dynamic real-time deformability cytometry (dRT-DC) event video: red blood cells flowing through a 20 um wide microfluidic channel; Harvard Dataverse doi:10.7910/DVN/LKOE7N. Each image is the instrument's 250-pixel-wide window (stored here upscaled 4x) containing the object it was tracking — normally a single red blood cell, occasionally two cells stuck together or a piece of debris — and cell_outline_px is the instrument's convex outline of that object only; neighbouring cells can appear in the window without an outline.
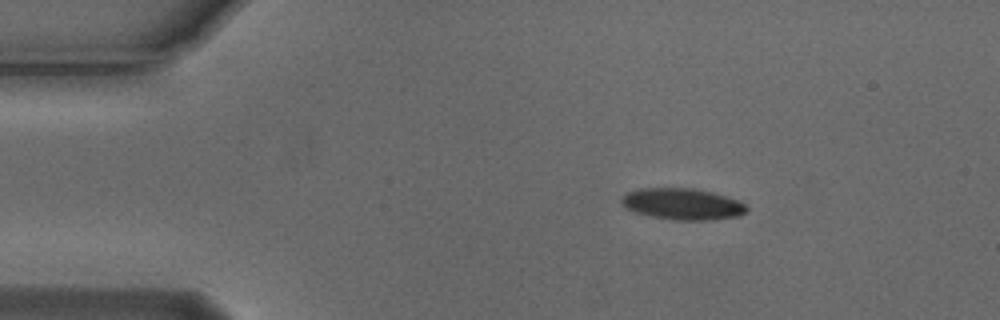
{"species": "Egyptian fruit bat (a non-hibernating species)", "species_latin": "Rousettus aegyptiacus", "temperature_condition": "cold", "stored_images_in_passage": 4, "camera_frame_rate_fps": 3000, "um_per_image_px": 0.085, "animal": {"sex": "male"}, "frame": {"image": 1, "passage_image": 2, "time_ms": 0.333, "image_size_px": [1000, 320], "cell_outline_px": [[748, 212], [736, 216], [708, 220], [676, 220], [652, 216], [636, 212], [628, 208], [620, 200], [628, 192], [640, 188], [692, 188], [712, 192], [740, 200], [748, 208]], "centroid_in_image_um": [58.06, 17.33], "position_along_channel_um": 26.9, "area_um2": 22.66}}
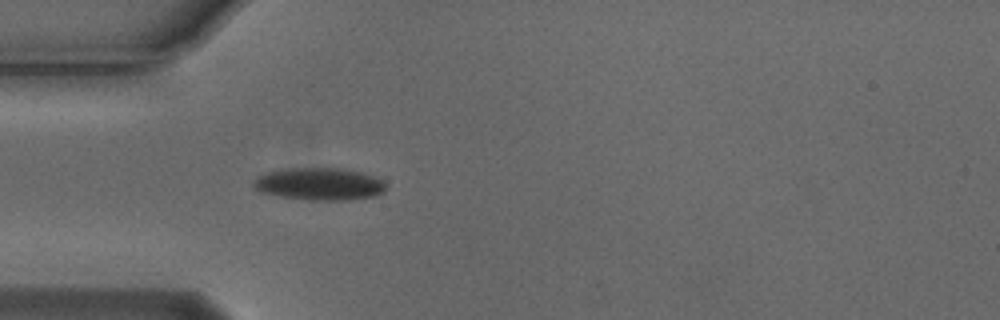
{"frame": {"image": 2, "passage_image": 4, "time_ms": 1.0, "image_size_px": [1000, 320], "cell_outline_px": [[384, 192], [372, 196], [348, 200], [308, 200], [280, 196], [260, 192], [252, 184], [252, 180], [256, 176], [268, 172], [288, 168], [344, 168], [360, 172], [384, 180]], "centroid_in_image_um": [27.11, 15.63], "position_along_channel_um": 57.9, "area_um2": 24.97}}